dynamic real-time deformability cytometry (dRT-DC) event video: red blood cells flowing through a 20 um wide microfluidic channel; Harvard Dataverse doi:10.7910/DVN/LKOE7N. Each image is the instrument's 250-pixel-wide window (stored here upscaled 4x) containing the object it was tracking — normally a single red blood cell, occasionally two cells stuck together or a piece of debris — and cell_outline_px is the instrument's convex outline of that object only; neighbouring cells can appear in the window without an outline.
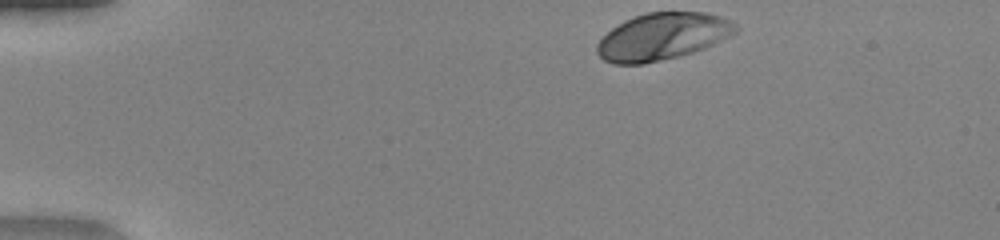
{"species": "human", "species_latin": "Homo sapiens", "temperature_condition": "warm", "stored_images_in_passage": 35, "camera_frame_rate_fps": 3000, "um_per_image_px": 0.085, "donor": {"sex": "female"}, "frame": {"image": 1, "passage_image": 1, "time_ms": 0.0, "image_size_px": [1000, 240], "cell_outline_px": [[740, 28], [736, 32], [704, 48], [692, 52], [644, 64], [612, 64], [604, 60], [596, 52], [596, 44], [612, 28], [624, 20], [632, 16], [648, 12], [708, 12], [720, 16], [736, 24]], "centroid_in_image_um": [56.28, 3.09], "position_along_channel_um": 28.7, "area_um2": 37.8}}
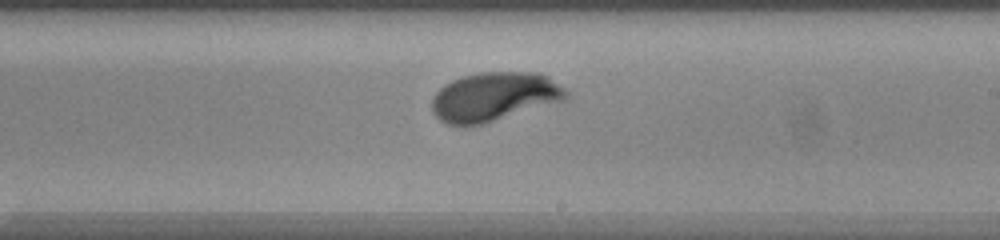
{"frame": {"image": 2, "passage_image": 23, "time_ms": 7.333, "image_size_px": [1000, 240], "cell_outline_px": [[568, 96], [564, 100], [484, 124], [468, 128], [464, 128], [448, 124], [440, 120], [432, 112], [432, 96], [444, 84], [452, 80], [464, 76], [480, 72], [540, 72], [548, 76], [568, 88]], "centroid_in_image_um": [42.01, 8.23], "position_along_channel_um": 247.0, "area_um2": 38.96}}
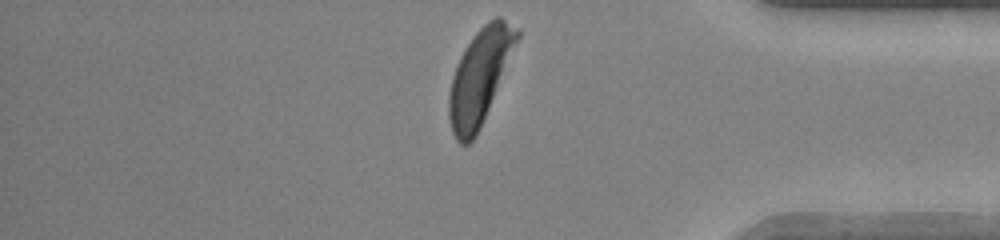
{"frame": {"image": 3, "passage_image": 35, "time_ms": 11.333, "image_size_px": [1000, 240], "cell_outline_px": [[520, 36], [480, 128], [476, 136], [468, 144], [460, 144], [456, 140], [452, 132], [448, 116], [448, 96], [452, 76], [456, 64], [460, 56], [476, 32], [488, 20], [496, 16], [500, 16], [520, 32]], "centroid_in_image_um": [40.75, 6.53], "position_along_channel_um": 394.5, "area_um2": 36.99}, "authors_computed_cell_mechanics": {"area_um2": 37.4544, "velocity_mm_per_s": 4.1275, "shape_relaxation_time_tau1_ms": 2.1953, "shape_relaxation_time_tau2_ms": null, "deformation_change_tau1": 0.181, "deformation_change_tau2": null}}